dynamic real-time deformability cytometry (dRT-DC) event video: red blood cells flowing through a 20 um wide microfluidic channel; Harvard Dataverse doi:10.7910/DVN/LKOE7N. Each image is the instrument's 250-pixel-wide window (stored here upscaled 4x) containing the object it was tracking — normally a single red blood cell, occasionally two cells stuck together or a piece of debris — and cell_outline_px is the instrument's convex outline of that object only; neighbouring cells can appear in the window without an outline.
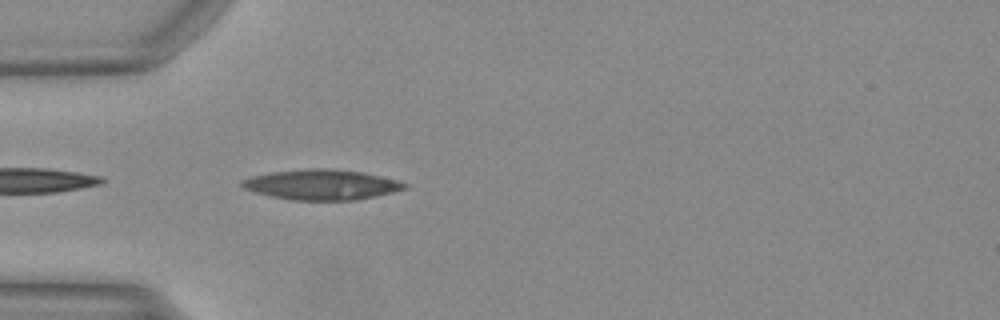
{"species": "Egyptian fruit bat (a non-hibernating species)", "species_latin": "Rousettus aegyptiacus", "temperature_condition": "warm", "stored_images_in_passage": 22, "camera_frame_rate_fps": 3000, "um_per_image_px": 0.085, "animal": {"sex": "female"}, "frame": {"image": 1, "passage_image": 1, "time_ms": 0.0, "image_size_px": [1000, 320], "cell_outline_px": [[408, 184], [404, 188], [392, 192], [356, 200], [292, 200], [272, 196], [256, 192], [244, 188], [240, 184], [240, 180], [252, 176], [272, 172], [312, 168], [324, 168], [360, 172], [380, 176], [396, 180]], "centroid_in_image_um": [27.3, 15.69], "position_along_channel_um": 57.7, "area_um2": 28.21}}
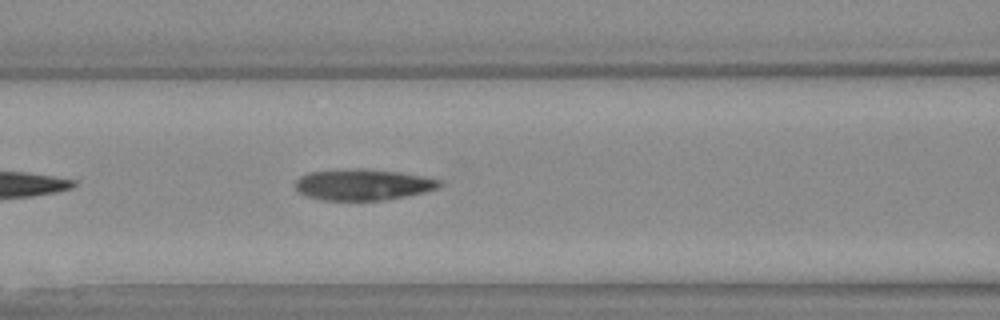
{"frame": {"image": 2, "passage_image": 7, "time_ms": 2.0, "image_size_px": [1000, 320], "cell_outline_px": [[440, 184], [436, 188], [424, 192], [384, 200], [320, 200], [296, 192], [296, 180], [300, 176], [312, 172], [396, 172], [420, 176], [440, 180]], "centroid_in_image_um": [30.81, 15.76], "position_along_channel_um": 135.8, "area_um2": 24.45}}
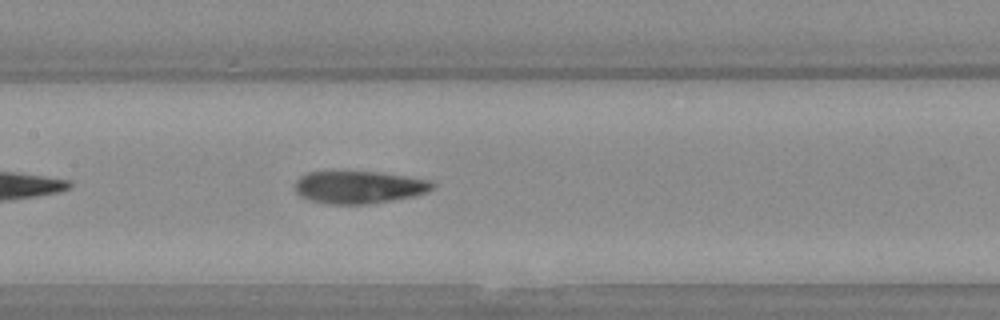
{"frame": {"image": 3, "passage_image": 10, "time_ms": 3.0, "image_size_px": [1000, 320], "cell_outline_px": [[436, 184], [432, 188], [424, 192], [412, 196], [364, 204], [332, 204], [308, 200], [300, 196], [296, 192], [296, 180], [300, 176], [308, 172], [380, 172], [432, 180]], "centroid_in_image_um": [30.49, 15.9], "position_along_channel_um": 176.9, "area_um2": 25.72}}